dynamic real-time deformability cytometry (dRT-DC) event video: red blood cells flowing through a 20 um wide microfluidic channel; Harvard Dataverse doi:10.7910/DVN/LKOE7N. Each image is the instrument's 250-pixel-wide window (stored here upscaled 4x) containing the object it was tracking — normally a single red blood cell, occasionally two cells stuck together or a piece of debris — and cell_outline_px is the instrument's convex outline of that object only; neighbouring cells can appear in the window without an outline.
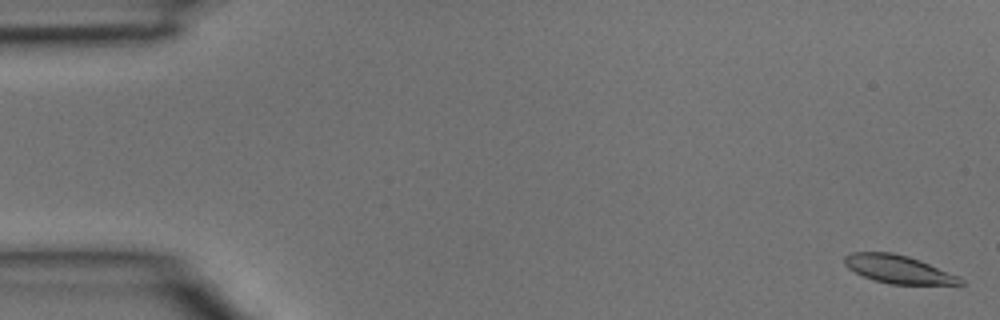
{"species": "common noctule bat (a hibernating species)", "species_latin": "Nyctalus noctula", "temperature_condition": "room temperature", "stored_images_in_passage": 41, "camera_frame_rate_fps": 3000, "um_per_image_px": 0.085, "animal": {"sex": "male", "body_mass_g": 15.6}, "frame": {"image": 1, "passage_image": 1, "time_ms": 0.0, "image_size_px": [1000, 320], "cell_outline_px": [[964, 284], [892, 284], [872, 280], [848, 268], [844, 264], [844, 256], [852, 252], [892, 252], [908, 256], [920, 260], [960, 276], [964, 280]], "centroid_in_image_um": [76.36, 22.88], "position_along_channel_um": 8.6, "area_um2": 18.96}}
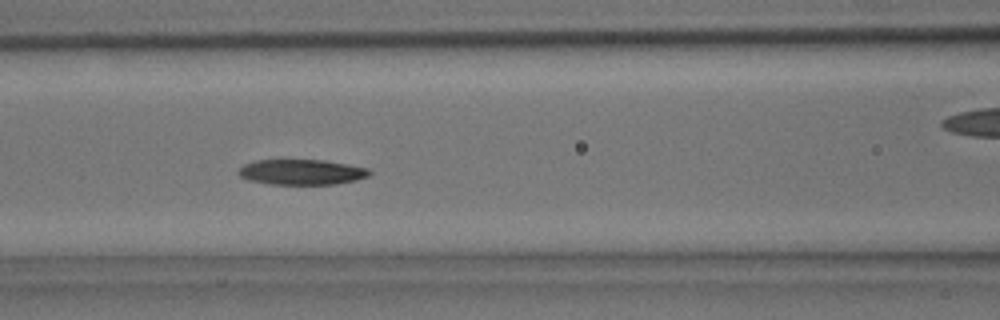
{"frame": {"image": 2, "passage_image": 17, "time_ms": 5.333, "image_size_px": [1000, 320], "cell_outline_px": [[372, 172], [368, 176], [356, 180], [336, 184], [268, 184], [248, 180], [240, 176], [240, 168], [244, 164], [256, 160], [324, 160], [348, 164], [368, 168]], "centroid_in_image_um": [25.66, 14.62], "position_along_channel_um": 140.9, "area_um2": 19.31}}
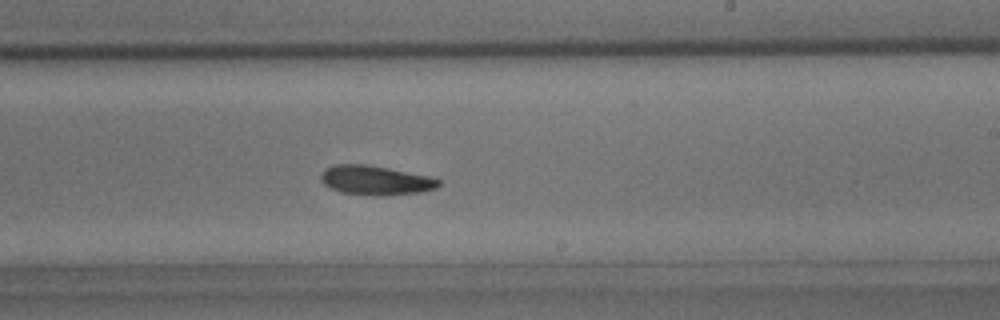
{"frame": {"image": 3, "passage_image": 24, "time_ms": 7.667, "image_size_px": [1000, 320], "cell_outline_px": [[440, 184], [436, 188], [420, 192], [384, 196], [372, 196], [340, 192], [324, 184], [320, 180], [320, 176], [324, 168], [336, 164], [364, 164], [388, 168], [428, 176], [440, 180]], "centroid_in_image_um": [31.89, 15.33], "position_along_channel_um": 257.1, "area_um2": 20.17}}